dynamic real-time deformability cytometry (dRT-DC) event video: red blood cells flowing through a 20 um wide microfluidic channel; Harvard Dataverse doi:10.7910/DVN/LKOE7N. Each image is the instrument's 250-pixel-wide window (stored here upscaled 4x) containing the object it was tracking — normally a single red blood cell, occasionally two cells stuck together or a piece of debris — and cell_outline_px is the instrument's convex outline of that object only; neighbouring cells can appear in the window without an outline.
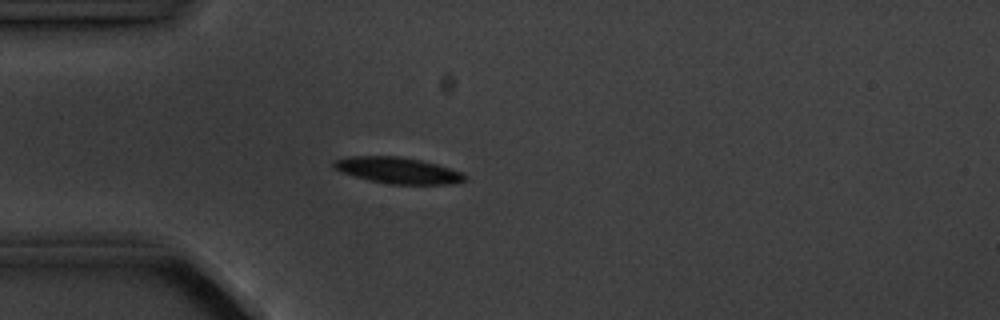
{"species": "common noctule bat (a hibernating species)", "species_latin": "Nyctalus noctula", "temperature_condition": "cold", "stored_images_in_passage": 5, "camera_frame_rate_fps": 3000, "um_per_image_px": 0.085, "animal": {"sex": "male", "body_mass_g": 20.1, "forearm_length_mm": 53.5}, "frame": {"image": 1, "passage_image": 4, "time_ms": 3.333, "image_size_px": [1000, 320], "cell_outline_px": [[468, 176], [464, 180], [452, 184], [392, 184], [368, 180], [340, 172], [332, 168], [332, 164], [336, 160], [348, 156], [396, 156], [420, 160], [436, 164], [464, 172]], "centroid_in_image_um": [33.81, 14.48], "position_along_channel_um": 51.2, "area_um2": 20.06}}